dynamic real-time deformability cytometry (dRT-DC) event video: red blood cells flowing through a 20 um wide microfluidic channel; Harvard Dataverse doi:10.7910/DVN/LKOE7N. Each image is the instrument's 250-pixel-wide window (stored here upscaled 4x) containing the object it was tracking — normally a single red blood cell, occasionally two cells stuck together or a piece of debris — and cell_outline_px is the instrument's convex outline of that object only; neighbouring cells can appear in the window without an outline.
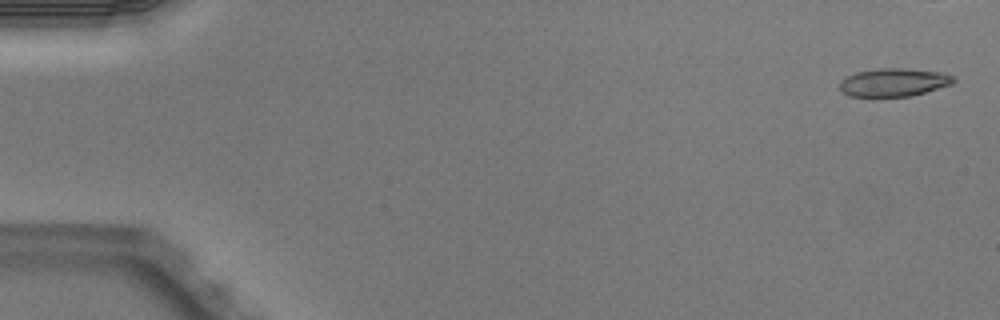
{"species": "Egyptian fruit bat (a non-hibernating species)", "species_latin": "Rousettus aegyptiacus", "temperature_condition": "warm", "stored_images_in_passage": 8, "camera_frame_rate_fps": 3000, "um_per_image_px": 0.085, "animal": {"sex": "male"}, "frame": {"image": 1, "passage_image": 1, "time_ms": 0.0, "image_size_px": [1000, 320], "cell_outline_px": [[956, 80], [952, 84], [912, 96], [876, 100], [872, 100], [848, 96], [840, 92], [840, 80], [856, 72], [880, 68], [900, 68], [940, 72], [956, 76]], "centroid_in_image_um": [75.9, 7.06], "position_along_channel_um": 9.1, "area_um2": 19.65}}